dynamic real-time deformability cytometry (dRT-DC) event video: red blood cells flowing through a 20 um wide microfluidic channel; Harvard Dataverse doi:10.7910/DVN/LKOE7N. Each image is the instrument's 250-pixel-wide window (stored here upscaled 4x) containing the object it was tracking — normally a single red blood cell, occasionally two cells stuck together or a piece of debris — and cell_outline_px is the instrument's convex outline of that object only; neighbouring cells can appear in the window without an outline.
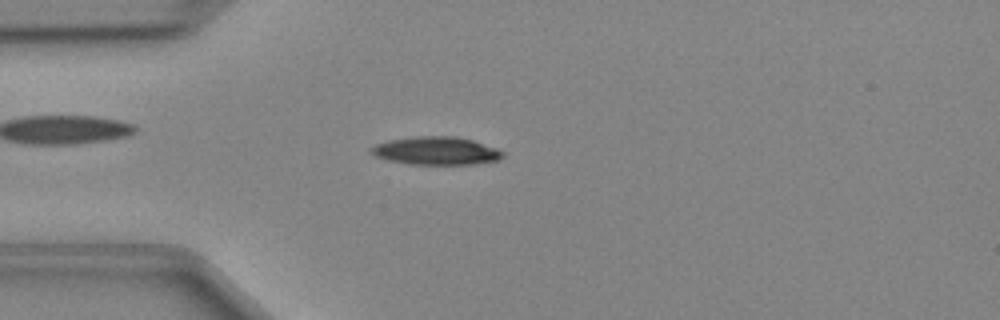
{"species": "Egyptian fruit bat (a non-hibernating species)", "species_latin": "Rousettus aegyptiacus", "temperature_condition": "cold", "stored_images_in_passage": 39, "camera_frame_rate_fps": 3000, "um_per_image_px": 0.085, "animal": {"sex": "female"}, "frame": {"image": 1, "passage_image": 4, "time_ms": 1.0, "image_size_px": [1000, 320], "cell_outline_px": [[504, 156], [500, 160], [472, 164], [408, 164], [388, 160], [376, 156], [368, 152], [376, 144], [388, 140], [416, 136], [456, 136], [472, 140], [496, 148], [504, 152]], "centroid_in_image_um": [37.08, 12.82], "position_along_channel_um": 47.9, "area_um2": 21.5}}
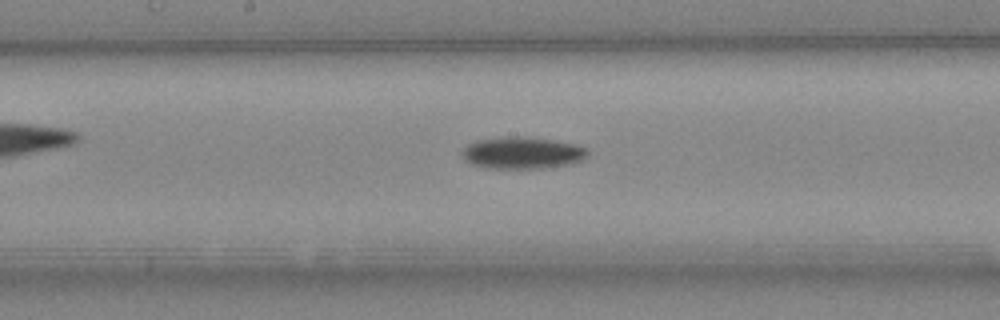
{"frame": {"image": 2, "passage_image": 16, "time_ms": 5.0, "image_size_px": [1000, 320], "cell_outline_px": [[588, 156], [584, 160], [572, 164], [544, 168], [488, 168], [472, 164], [464, 160], [460, 156], [460, 152], [468, 144], [476, 140], [512, 136], [516, 136], [552, 140], [572, 144], [588, 148]], "centroid_in_image_um": [44.39, 13.01], "position_along_channel_um": 203.8, "area_um2": 23.41}}
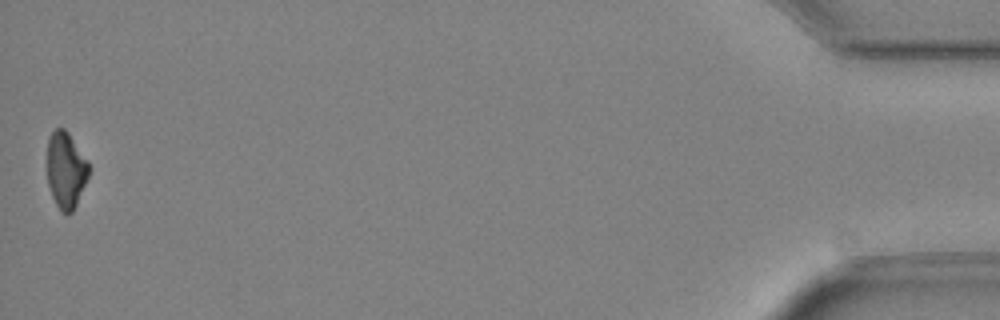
{"frame": {"image": 3, "passage_image": 39, "time_ms": 12.667, "image_size_px": [1000, 320], "cell_outline_px": [[88, 176], [76, 204], [72, 212], [68, 216], [60, 212], [52, 196], [48, 184], [48, 136], [56, 128], [64, 128], [68, 132], [88, 160]], "centroid_in_image_um": [5.59, 14.46], "position_along_channel_um": 429.6, "area_um2": 18.44}}